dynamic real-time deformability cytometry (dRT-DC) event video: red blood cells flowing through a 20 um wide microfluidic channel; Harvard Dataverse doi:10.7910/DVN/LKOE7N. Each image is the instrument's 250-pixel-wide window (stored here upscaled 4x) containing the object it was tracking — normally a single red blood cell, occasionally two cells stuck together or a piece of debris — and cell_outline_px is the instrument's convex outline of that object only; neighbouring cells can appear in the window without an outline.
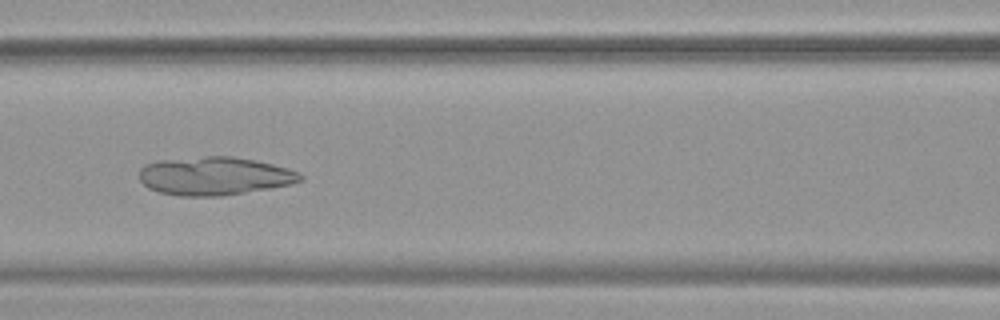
{"species": "common noctule bat (a hibernating species)", "species_latin": "Nyctalus noctula", "temperature_condition": "warm", "stored_images_in_passage": 53, "camera_frame_rate_fps": 3000, "um_per_image_px": 0.085, "animal": {"sex": "female", "body_mass_g": 19.9}, "frame": {"image": 1, "passage_image": 24, "time_ms": 7.667, "image_size_px": [1000, 320], "cell_outline_px": [[304, 180], [292, 184], [220, 196], [180, 196], [160, 192], [148, 188], [140, 180], [140, 168], [144, 164], [160, 160], [204, 156], [232, 156], [256, 160], [288, 168], [300, 172], [304, 176]], "centroid_in_image_um": [18.25, 14.95], "position_along_channel_um": 148.4, "area_um2": 36.01}}
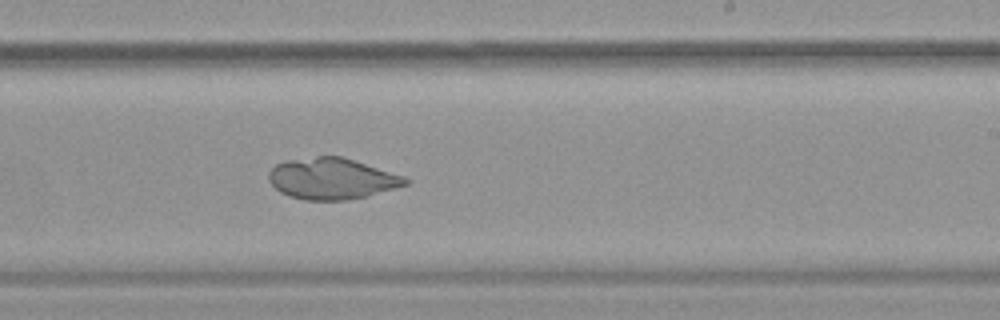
{"frame": {"image": 2, "passage_image": 33, "time_ms": 10.667, "image_size_px": [1000, 320], "cell_outline_px": [[412, 180], [408, 184], [368, 196], [348, 200], [304, 200], [288, 196], [280, 192], [268, 180], [268, 172], [276, 164], [284, 160], [316, 156], [344, 156], [404, 176]], "centroid_in_image_um": [28.21, 15.18], "position_along_channel_um": 260.8, "area_um2": 33.18}}
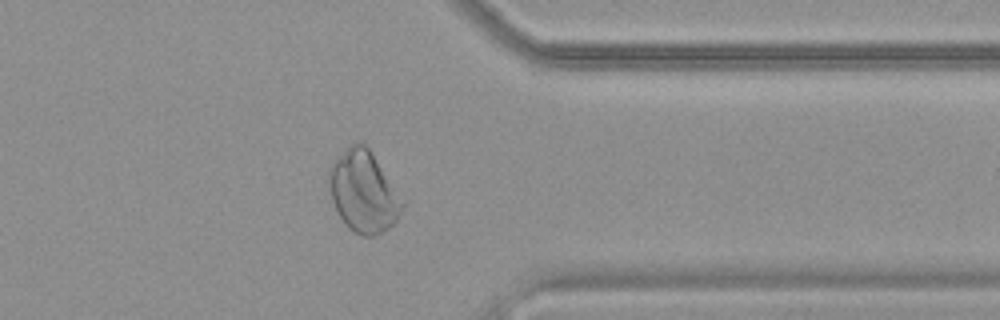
{"frame": {"image": 3, "passage_image": 43, "time_ms": 14.0, "image_size_px": [1000, 320], "cell_outline_px": [[408, 200], [396, 220], [392, 224], [380, 232], [372, 236], [360, 236], [348, 228], [344, 224], [332, 200], [328, 184], [328, 168], [356, 140], [364, 144], [372, 152]], "centroid_in_image_um": [30.96, 16.29], "position_along_channel_um": 380.4, "area_um2": 35.26}}